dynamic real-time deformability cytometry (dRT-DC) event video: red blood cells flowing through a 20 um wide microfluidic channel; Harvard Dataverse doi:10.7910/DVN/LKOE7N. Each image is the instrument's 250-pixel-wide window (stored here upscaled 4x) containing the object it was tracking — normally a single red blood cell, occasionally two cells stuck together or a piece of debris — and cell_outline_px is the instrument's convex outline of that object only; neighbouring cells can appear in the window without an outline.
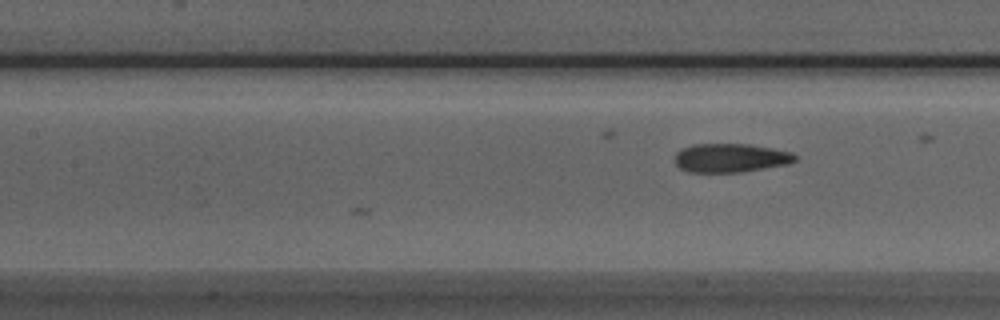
{"species": "Egyptian fruit bat (a non-hibernating species)", "species_latin": "Rousettus aegyptiacus", "temperature_condition": "room temperature", "stored_images_in_passage": 6, "camera_frame_rate_fps": 3000, "um_per_image_px": 0.085, "animal": {"sex": "male"}, "frame": {"image": 1, "passage_image": 6, "time_ms": 1.667, "image_size_px": [1000, 320], "cell_outline_px": [[800, 156], [796, 160], [788, 164], [740, 172], [688, 172], [680, 168], [672, 160], [676, 152], [692, 144], [748, 144], [772, 148], [792, 152]], "centroid_in_image_um": [62.09, 13.42], "position_along_channel_um": 145.3, "area_um2": 20.35}}